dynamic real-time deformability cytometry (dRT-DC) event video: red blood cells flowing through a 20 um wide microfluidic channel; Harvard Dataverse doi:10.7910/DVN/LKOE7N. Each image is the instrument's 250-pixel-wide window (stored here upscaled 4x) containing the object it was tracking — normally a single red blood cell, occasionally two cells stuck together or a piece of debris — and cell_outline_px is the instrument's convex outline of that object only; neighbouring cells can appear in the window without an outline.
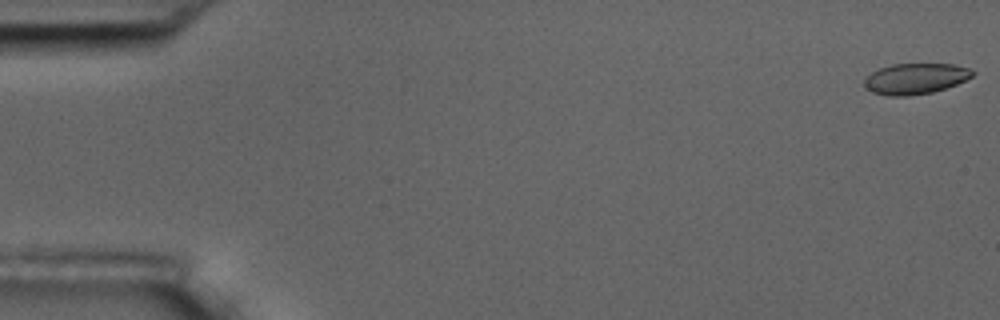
{"species": "common noctule bat (a hibernating species)", "species_latin": "Nyctalus noctula", "temperature_condition": "room temperature", "stored_images_in_passage": 9, "camera_frame_rate_fps": 3000, "um_per_image_px": 0.085, "animal": {"sex": "male", "body_mass_g": 17.5, "forearm_length_mm": 52.3}, "frame": {"image": 1, "passage_image": 1, "time_ms": 0.0, "image_size_px": [1000, 320], "cell_outline_px": [[976, 72], [972, 76], [956, 84], [932, 92], [908, 96], [888, 96], [872, 92], [864, 88], [864, 76], [880, 68], [892, 64], [952, 64], [968, 68]], "centroid_in_image_um": [77.75, 6.69], "position_along_channel_um": 7.2, "area_um2": 19.42}}
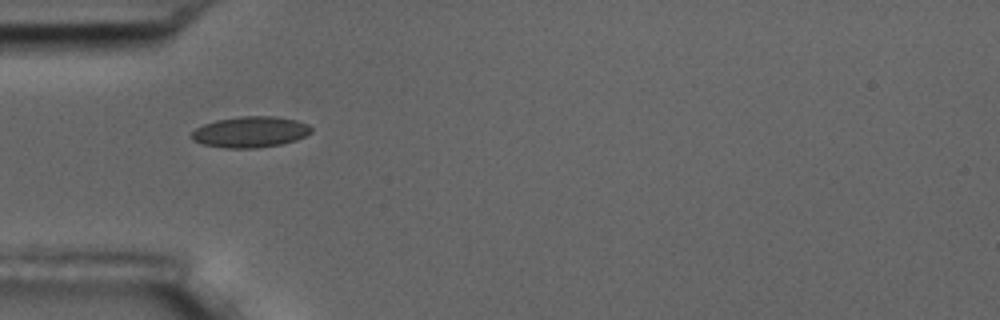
{"frame": {"image": 2, "passage_image": 6, "time_ms": 5.667, "image_size_px": [1000, 320], "cell_outline_px": [[312, 132], [296, 140], [280, 144], [256, 148], [224, 148], [204, 144], [192, 140], [192, 132], [196, 128], [204, 124], [216, 120], [240, 116], [276, 116], [296, 120], [308, 124], [312, 128]], "centroid_in_image_um": [21.29, 11.21], "position_along_channel_um": 63.7, "area_um2": 21.56}}
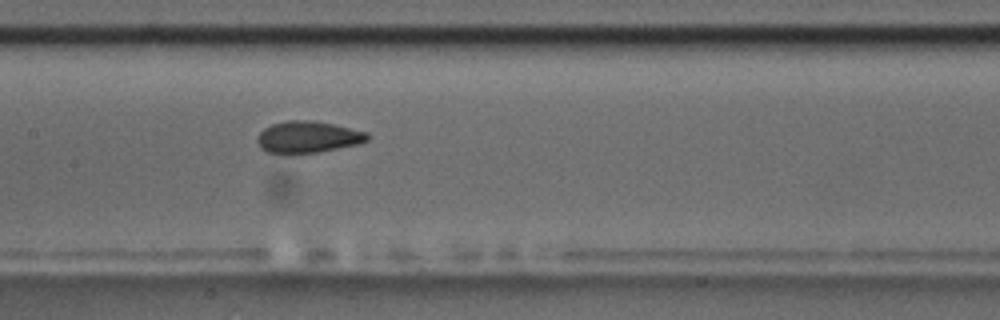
{"frame": {"image": 3, "passage_image": 9, "time_ms": 9.0, "image_size_px": [1000, 320], "cell_outline_px": [[368, 140], [360, 144], [316, 152], [264, 152], [260, 148], [256, 140], [256, 136], [264, 128], [272, 124], [288, 120], [312, 120], [332, 124], [368, 132]], "centroid_in_image_um": [26.15, 11.63], "position_along_channel_um": 181.2, "area_um2": 20.11}}